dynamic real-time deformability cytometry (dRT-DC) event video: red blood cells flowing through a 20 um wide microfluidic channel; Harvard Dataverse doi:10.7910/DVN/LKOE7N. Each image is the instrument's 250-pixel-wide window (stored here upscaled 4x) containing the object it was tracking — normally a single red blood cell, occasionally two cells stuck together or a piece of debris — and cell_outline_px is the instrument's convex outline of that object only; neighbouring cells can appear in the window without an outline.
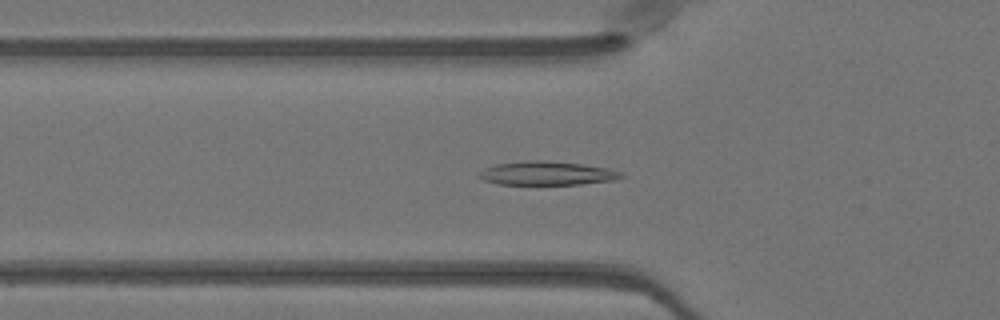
{"species": "Egyptian fruit bat (a non-hibernating species)", "species_latin": "Rousettus aegyptiacus", "temperature_condition": "warm", "stored_images_in_passage": 34, "camera_frame_rate_fps": 3000, "um_per_image_px": 0.085, "animal": {"sex": "female"}, "frame": {"image": 1, "passage_image": 6, "time_ms": 1.667, "image_size_px": [1000, 320], "cell_outline_px": [[624, 176], [616, 180], [580, 184], [500, 184], [484, 180], [476, 176], [476, 172], [484, 168], [496, 164], [532, 160], [544, 160], [584, 164], [608, 168], [620, 172]], "centroid_in_image_um": [46.46, 14.72], "position_along_channel_um": 79.3, "area_um2": 19.71}}
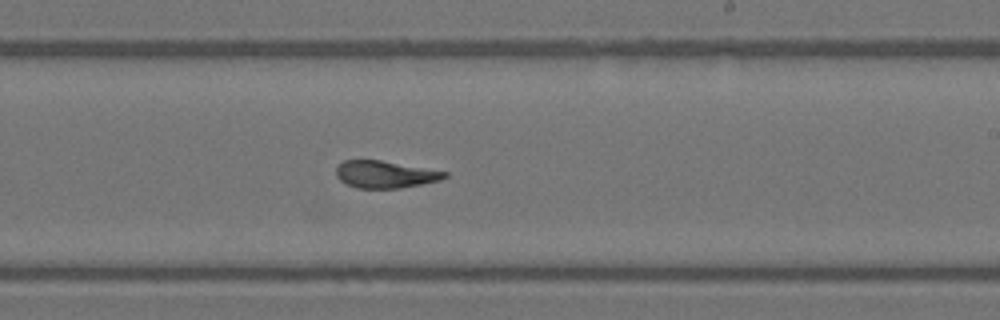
{"frame": {"image": 2, "passage_image": 19, "time_ms": 6.0, "image_size_px": [1000, 320], "cell_outline_px": [[448, 176], [440, 180], [400, 188], [356, 188], [340, 180], [336, 176], [336, 168], [344, 160], [380, 160], [448, 172]], "centroid_in_image_um": [32.72, 14.82], "position_along_channel_um": 256.3, "area_um2": 16.99}}
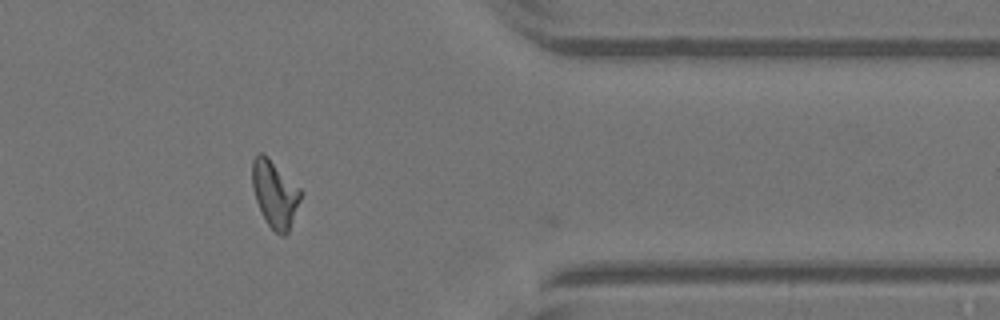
{"frame": {"image": 3, "passage_image": 30, "time_ms": 9.667, "image_size_px": [1000, 320], "cell_outline_px": [[300, 200], [288, 232], [284, 236], [280, 236], [268, 224], [256, 200], [252, 188], [252, 160], [260, 152], [264, 152], [300, 188]], "centroid_in_image_um": [23.34, 16.44], "position_along_channel_um": 388.1, "area_um2": 18.61}, "authors_computed_cell_mechanics": {"area_um2": 18.1781, "velocity_mm_per_s": 4.0613, "shape_relaxation_time_tau1_ms": 3.5755, "shape_relaxation_time_tau2_ms": 1.5007, "deformation_change_tau1": 0.2007, "deformation_change_tau2": 0.0796}}